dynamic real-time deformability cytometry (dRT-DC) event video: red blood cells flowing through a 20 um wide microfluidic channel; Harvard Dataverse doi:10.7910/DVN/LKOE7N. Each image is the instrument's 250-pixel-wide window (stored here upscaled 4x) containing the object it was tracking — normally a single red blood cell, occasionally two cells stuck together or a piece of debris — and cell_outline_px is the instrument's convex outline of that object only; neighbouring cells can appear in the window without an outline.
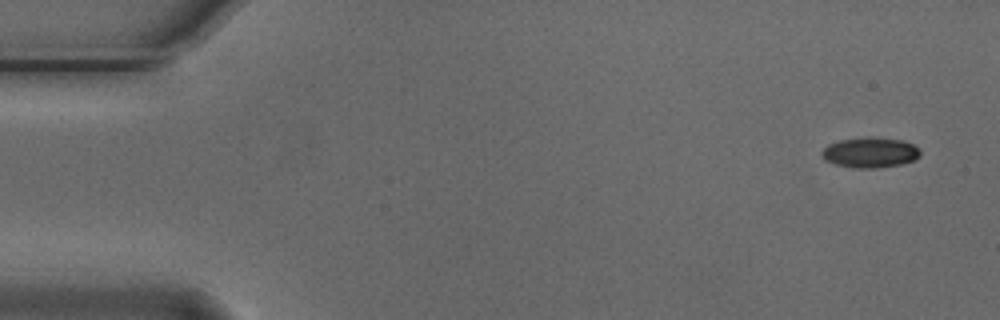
{"species": "Egyptian fruit bat (a non-hibernating species)", "species_latin": "Rousettus aegyptiacus", "temperature_condition": "cold", "stored_images_in_passage": 6, "camera_frame_rate_fps": 3000, "um_per_image_px": 0.085, "animal": {"sex": "male"}, "frame": {"image": 1, "passage_image": 1, "time_ms": 0.0, "image_size_px": [1000, 320], "cell_outline_px": [[920, 156], [916, 160], [900, 164], [876, 168], [852, 168], [836, 164], [824, 160], [820, 152], [828, 144], [840, 140], [864, 136], [868, 136], [904, 140], [912, 144], [920, 152]], "centroid_in_image_um": [73.94, 12.95], "position_along_channel_um": 11.1, "area_um2": 17.57}}
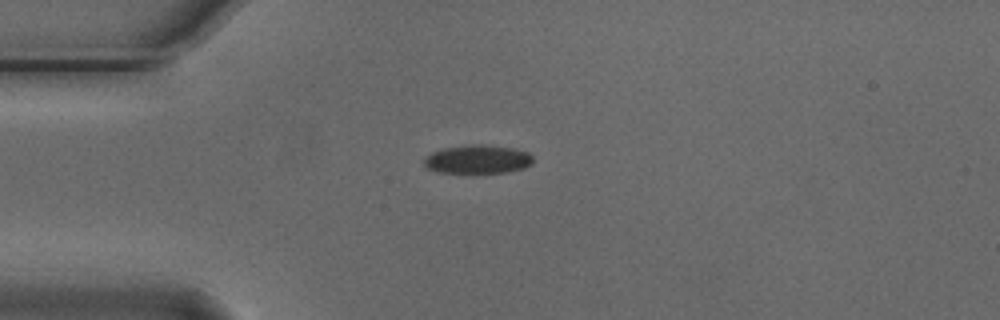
{"frame": {"image": 2, "passage_image": 4, "time_ms": 1.0, "image_size_px": [1000, 320], "cell_outline_px": [[532, 164], [524, 168], [508, 172], [472, 176], [440, 172], [428, 168], [424, 164], [424, 160], [432, 152], [444, 148], [472, 144], [480, 144], [512, 148], [528, 152], [532, 156]], "centroid_in_image_um": [40.61, 13.59], "position_along_channel_um": 44.4, "area_um2": 18.84}}
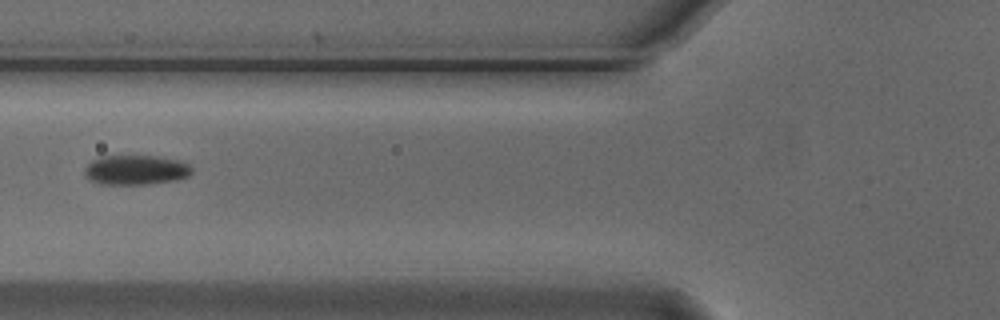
{"frame": {"image": 3, "passage_image": 6, "time_ms": 1.667, "image_size_px": [1000, 320], "cell_outline_px": [[192, 172], [188, 176], [176, 180], [148, 184], [100, 184], [88, 180], [84, 176], [84, 168], [92, 160], [100, 156], [156, 156], [180, 160], [188, 164], [192, 168]], "centroid_in_image_um": [11.51, 14.45], "position_along_channel_um": 114.3, "area_um2": 18.73}}